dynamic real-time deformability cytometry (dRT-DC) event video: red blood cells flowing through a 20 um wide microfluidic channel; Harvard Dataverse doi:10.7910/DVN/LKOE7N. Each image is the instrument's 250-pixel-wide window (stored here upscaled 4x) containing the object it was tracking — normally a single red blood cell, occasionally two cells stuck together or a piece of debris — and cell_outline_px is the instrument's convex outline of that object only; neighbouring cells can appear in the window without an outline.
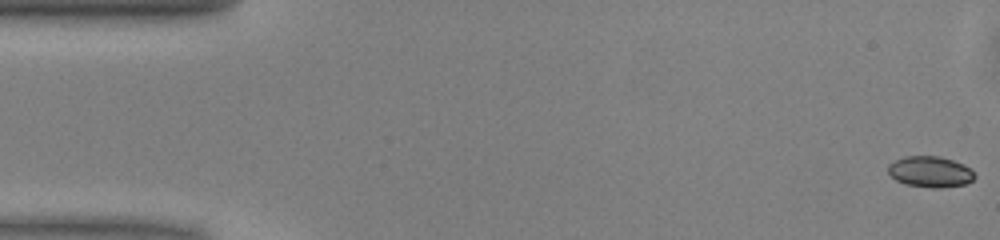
{"species": "common noctule bat (a hibernating species)", "species_latin": "Nyctalus noctula", "temperature_condition": "warm", "stored_images_in_passage": 50, "camera_frame_rate_fps": 3000, "um_per_image_px": 0.085, "animal": {"sex": "male", "body_mass_g": 13.0, "forearm_length_mm": 53.1}, "frame": {"image": 1, "passage_image": 1, "time_ms": 0.0, "image_size_px": [1000, 240], "cell_outline_px": [[976, 176], [972, 180], [964, 184], [936, 188], [908, 184], [896, 180], [888, 172], [888, 164], [904, 156], [940, 156], [964, 164]], "centroid_in_image_um": [79.05, 14.58], "position_along_channel_um": 5.9, "area_um2": 15.32}}
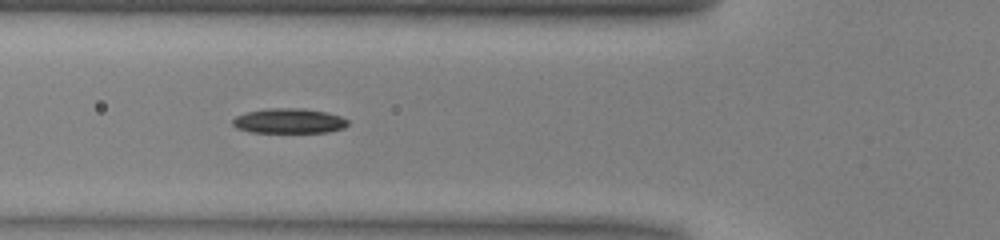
{"frame": {"image": 2, "passage_image": 18, "time_ms": 5.667, "image_size_px": [1000, 240], "cell_outline_px": [[348, 124], [344, 128], [328, 132], [248, 132], [236, 128], [232, 124], [232, 120], [236, 116], [248, 112], [268, 108], [304, 108], [328, 112], [340, 116], [348, 120]], "centroid_in_image_um": [24.57, 10.27], "position_along_channel_um": 101.2, "area_um2": 16.82}}
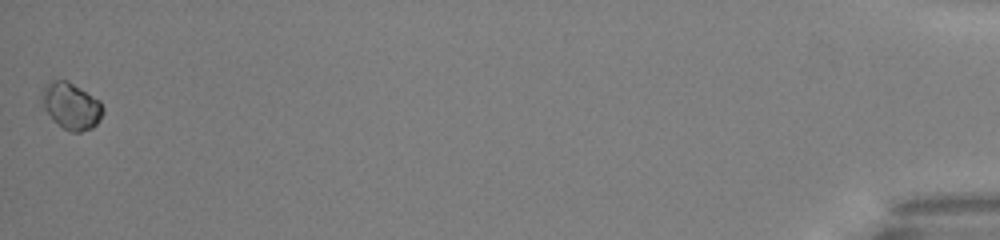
{"frame": {"image": 3, "passage_image": 50, "time_ms": 16.333, "image_size_px": [1000, 240], "cell_outline_px": [[104, 112], [100, 120], [92, 128], [80, 132], [68, 132], [44, 108], [40, 100], [40, 92], [52, 80], [68, 80], [100, 100], [104, 108]], "centroid_in_image_um": [6.08, 8.99], "position_along_channel_um": 429.1, "area_um2": 16.53}, "authors_computed_cell_mechanics": {"area_um2": 15.9817, "velocity_mm_per_s": 4.0649, "shape_relaxation_time_tau1_ms": 2.0598, "shape_relaxation_time_tau2_ms": null, "deformation_change_tau1": 0.0643, "deformation_change_tau2": null}}